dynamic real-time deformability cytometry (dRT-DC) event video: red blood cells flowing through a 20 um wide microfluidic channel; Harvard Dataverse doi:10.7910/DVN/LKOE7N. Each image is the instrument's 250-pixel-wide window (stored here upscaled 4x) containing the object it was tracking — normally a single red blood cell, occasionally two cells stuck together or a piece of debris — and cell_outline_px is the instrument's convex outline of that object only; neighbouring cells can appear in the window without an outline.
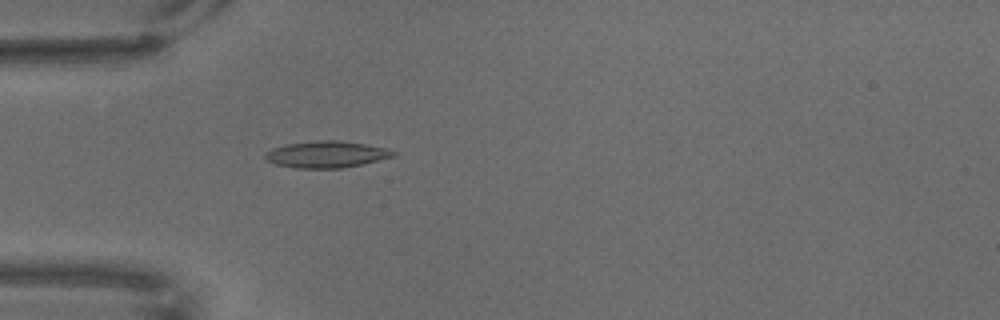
{"species": "common noctule bat (a hibernating species)", "species_latin": "Nyctalus noctula", "temperature_condition": "warm", "stored_images_in_passage": 49, "camera_frame_rate_fps": 3000, "um_per_image_px": 0.085, "animal": {"sex": "male", "body_mass_g": 18.8}, "frame": {"image": 1, "passage_image": 1, "time_ms": 0.0, "image_size_px": [1000, 320], "cell_outline_px": [[396, 156], [344, 168], [296, 168], [276, 164], [264, 160], [264, 152], [272, 148], [288, 144], [320, 140], [336, 140], [364, 144], [388, 148], [396, 152]], "centroid_in_image_um": [27.73, 13.13], "position_along_channel_um": 57.3, "area_um2": 19.88}}
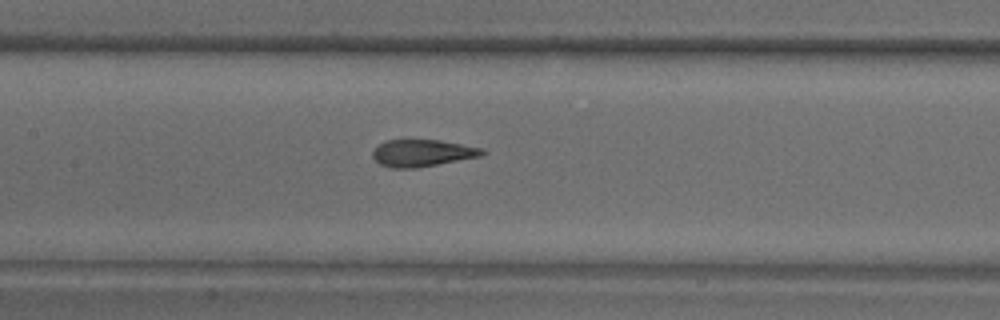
{"frame": {"image": 2, "passage_image": 13, "time_ms": 4.0, "image_size_px": [1000, 320], "cell_outline_px": [[488, 152], [480, 156], [416, 168], [392, 168], [380, 164], [372, 156], [372, 152], [380, 144], [388, 140], [440, 140], [484, 148]], "centroid_in_image_um": [35.93, 13.01], "position_along_channel_um": 171.5, "area_um2": 17.11}}
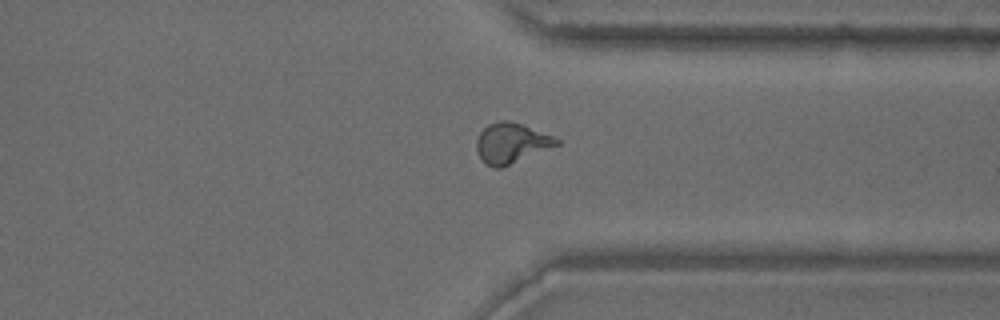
{"frame": {"image": 3, "passage_image": 33, "time_ms": 10.667, "image_size_px": [1000, 320], "cell_outline_px": [[560, 144], [500, 168], [496, 168], [484, 164], [476, 148], [476, 140], [480, 132], [488, 124], [500, 120], [508, 120], [520, 124], [552, 136], [560, 140]], "centroid_in_image_um": [43.42, 12.16], "position_along_channel_um": 368.0, "area_um2": 18.44}}